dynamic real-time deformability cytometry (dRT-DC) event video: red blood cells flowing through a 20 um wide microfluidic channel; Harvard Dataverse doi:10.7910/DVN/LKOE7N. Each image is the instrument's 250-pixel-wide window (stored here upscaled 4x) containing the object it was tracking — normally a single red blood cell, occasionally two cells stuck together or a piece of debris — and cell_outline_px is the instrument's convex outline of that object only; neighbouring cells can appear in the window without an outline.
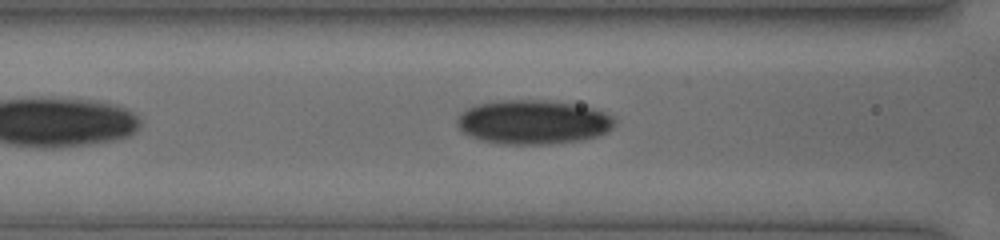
{"species": "human", "species_latin": "Homo sapiens", "temperature_condition": "cold", "stored_images_in_passage": 33, "camera_frame_rate_fps": 3000, "um_per_image_px": 0.085, "donor": {"sex": "female"}, "frame": {"image": 1, "passage_image": 7, "time_ms": 2.0, "image_size_px": [1000, 240], "cell_outline_px": [[616, 120], [612, 128], [608, 132], [600, 136], [580, 140], [552, 144], [500, 144], [480, 140], [468, 136], [456, 124], [456, 120], [460, 112], [476, 104], [496, 100], [540, 100], [572, 104], [592, 108], [604, 112], [612, 116]], "centroid_in_image_um": [45.29, 10.39], "position_along_channel_um": 121.3, "area_um2": 40.81}}
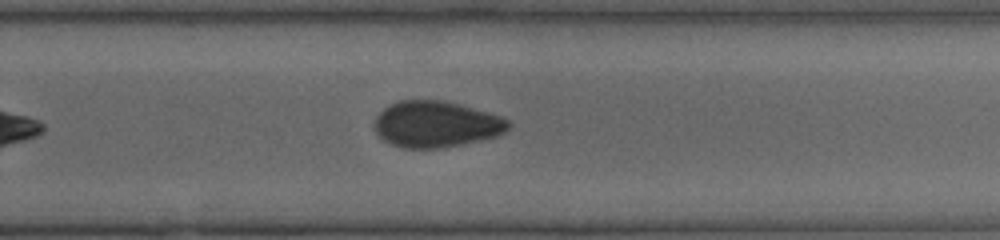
{"frame": {"image": 2, "passage_image": 19, "time_ms": 6.0, "image_size_px": [1000, 240], "cell_outline_px": [[512, 124], [504, 132], [496, 136], [460, 144], [440, 148], [404, 148], [392, 144], [384, 140], [376, 132], [372, 124], [376, 116], [384, 108], [400, 100], [444, 100], [460, 104], [500, 116], [508, 120]], "centroid_in_image_um": [37.04, 10.55], "position_along_channel_um": 292.8, "area_um2": 35.89}}
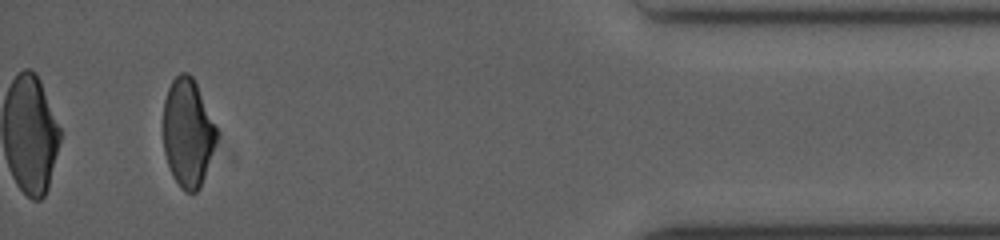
{"frame": {"image": 3, "passage_image": 31, "time_ms": 10.0, "image_size_px": [1000, 240], "cell_outline_px": [[216, 140], [200, 188], [196, 192], [184, 192], [180, 188], [172, 176], [164, 152], [164, 100], [168, 88], [172, 80], [180, 72], [188, 72], [192, 76], [196, 84], [216, 128]], "centroid_in_image_um": [15.93, 11.3], "position_along_channel_um": 419.3, "area_um2": 33.12}}